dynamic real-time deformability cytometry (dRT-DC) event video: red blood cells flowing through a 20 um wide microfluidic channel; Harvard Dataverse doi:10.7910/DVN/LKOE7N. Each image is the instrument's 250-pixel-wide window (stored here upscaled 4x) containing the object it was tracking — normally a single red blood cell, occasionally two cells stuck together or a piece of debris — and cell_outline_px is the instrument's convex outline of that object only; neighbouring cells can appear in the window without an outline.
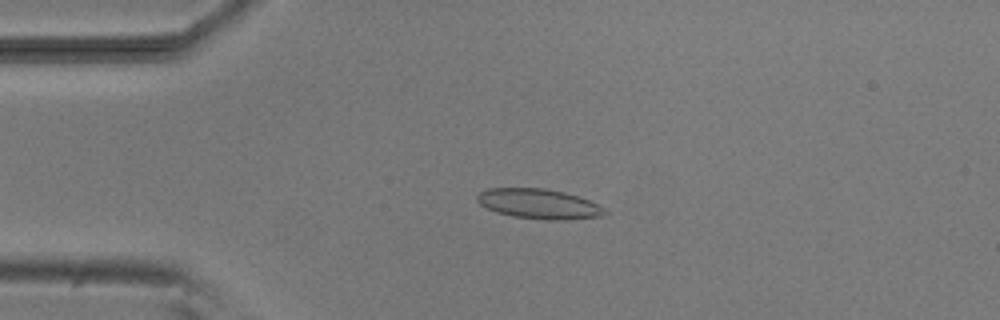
{"species": "common noctule bat (a hibernating species)", "species_latin": "Nyctalus noctula", "temperature_condition": "room temperature", "stored_images_in_passage": 7, "camera_frame_rate_fps": 3000, "um_per_image_px": 0.085, "animal": {"sex": "male", "body_mass_g": 20.5, "forearm_length_mm": 52.5}, "frame": {"image": 1, "passage_image": 4, "time_ms": 3.333, "image_size_px": [1000, 320], "cell_outline_px": [[608, 216], [568, 220], [544, 220], [512, 216], [496, 212], [480, 204], [476, 200], [476, 196], [480, 192], [488, 188], [544, 188], [564, 192], [588, 200], [604, 208], [608, 212]], "centroid_in_image_um": [45.83, 17.34], "position_along_channel_um": 39.2, "area_um2": 22.43}}
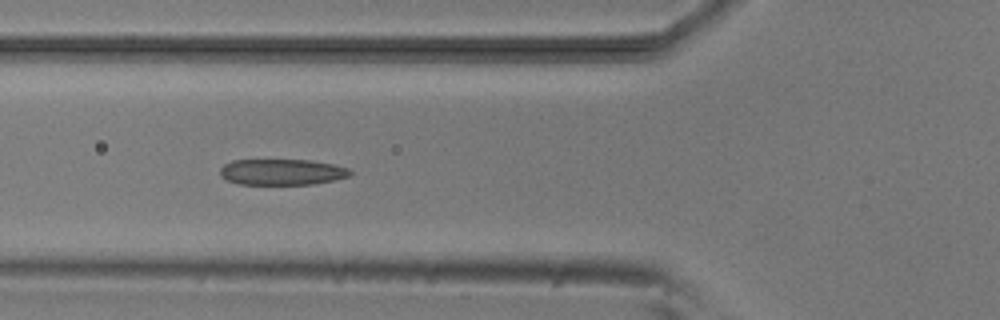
{"frame": {"image": 2, "passage_image": 6, "time_ms": 5.667, "image_size_px": [1000, 320], "cell_outline_px": [[352, 176], [312, 184], [240, 184], [228, 180], [220, 176], [220, 168], [224, 164], [232, 160], [312, 160], [332, 164], [348, 168], [352, 172]], "centroid_in_image_um": [23.96, 14.61], "position_along_channel_um": 101.8, "area_um2": 19.65}}
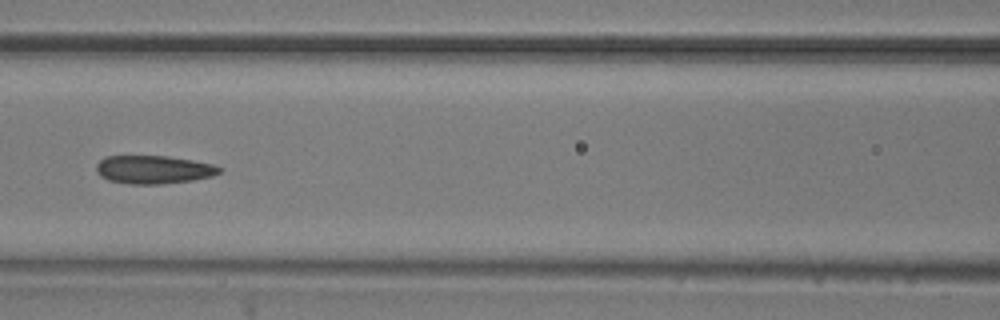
{"frame": {"image": 3, "passage_image": 7, "time_ms": 7.0, "image_size_px": [1000, 320], "cell_outline_px": [[224, 168], [220, 172], [212, 176], [192, 180], [160, 184], [128, 184], [108, 180], [100, 176], [96, 172], [96, 164], [104, 156], [168, 156], [192, 160], [212, 164]], "centroid_in_image_um": [13.03, 14.41], "position_along_channel_um": 153.6, "area_um2": 20.35}}